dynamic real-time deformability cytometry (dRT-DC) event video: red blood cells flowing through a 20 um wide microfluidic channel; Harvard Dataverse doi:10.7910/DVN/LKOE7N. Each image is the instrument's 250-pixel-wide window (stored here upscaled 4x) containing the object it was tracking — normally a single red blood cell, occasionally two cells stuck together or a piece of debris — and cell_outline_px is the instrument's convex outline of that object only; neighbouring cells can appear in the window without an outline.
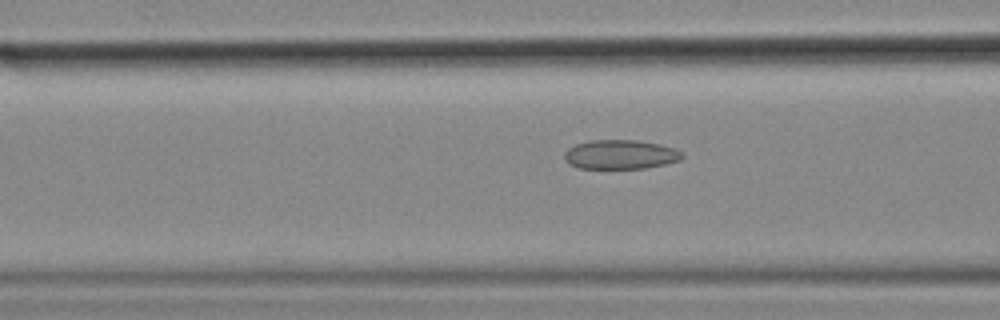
{"species": "common noctule bat (a hibernating species)", "species_latin": "Nyctalus noctula", "temperature_condition": "cold", "stored_images_in_passage": 57, "camera_frame_rate_fps": 3000, "um_per_image_px": 0.085, "animal": {"sex": "female", "body_mass_g": 18.4}, "frame": {"image": 1, "passage_image": 22, "time_ms": 7.0, "image_size_px": [1000, 320], "cell_outline_px": [[684, 156], [680, 160], [664, 164], [644, 168], [580, 168], [568, 164], [564, 160], [564, 152], [568, 148], [576, 144], [588, 140], [636, 140], [660, 144], [676, 148]], "centroid_in_image_um": [52.71, 13.12], "position_along_channel_um": 113.9, "area_um2": 20.11}}
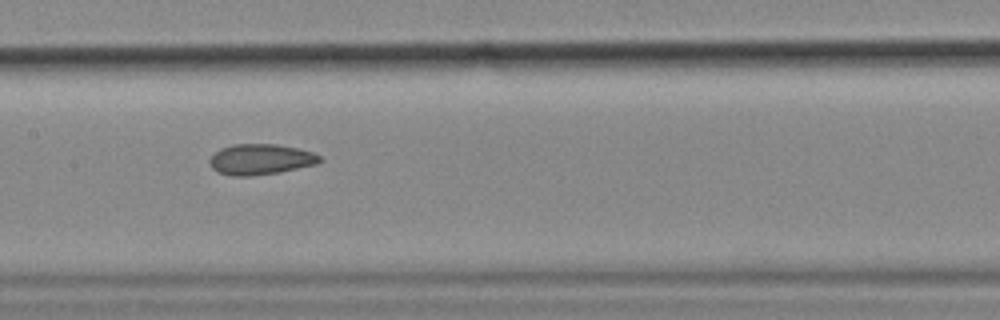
{"frame": {"image": 2, "passage_image": 28, "time_ms": 9.0, "image_size_px": [1000, 320], "cell_outline_px": [[324, 160], [316, 164], [280, 172], [248, 176], [232, 176], [220, 172], [212, 168], [208, 160], [220, 148], [232, 144], [276, 144], [300, 148], [312, 152], [320, 156]], "centroid_in_image_um": [22.17, 13.53], "position_along_channel_um": 185.2, "area_um2": 19.71}}
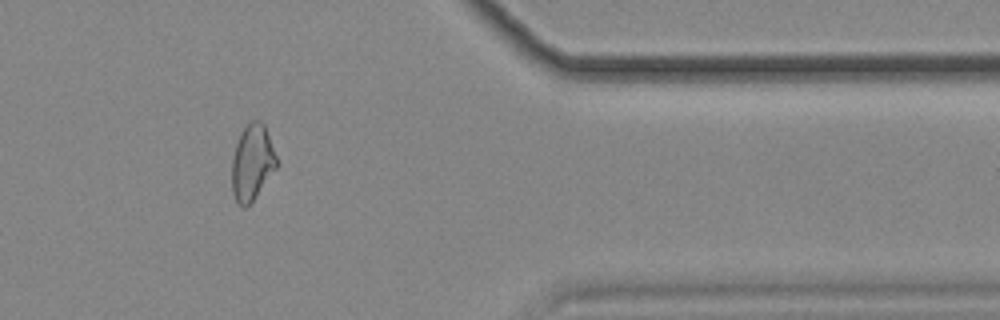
{"frame": {"image": 3, "passage_image": 47, "time_ms": 15.333, "image_size_px": [1000, 320], "cell_outline_px": [[280, 164], [252, 200], [244, 208], [236, 204], [232, 192], [232, 156], [240, 132], [252, 120], [260, 120], [264, 124]], "centroid_in_image_um": [21.44, 13.81], "position_along_channel_um": 390.0, "area_um2": 19.88}, "authors_computed_cell_mechanics": {"area_um2": 20.519, "velocity_mm_per_s": 3.5573, "shape_relaxation_time_tau1_ms": null, "shape_relaxation_time_tau2_ms": 2.5367, "deformation_change_tau1": null, "deformation_change_tau2": 0.0872}}